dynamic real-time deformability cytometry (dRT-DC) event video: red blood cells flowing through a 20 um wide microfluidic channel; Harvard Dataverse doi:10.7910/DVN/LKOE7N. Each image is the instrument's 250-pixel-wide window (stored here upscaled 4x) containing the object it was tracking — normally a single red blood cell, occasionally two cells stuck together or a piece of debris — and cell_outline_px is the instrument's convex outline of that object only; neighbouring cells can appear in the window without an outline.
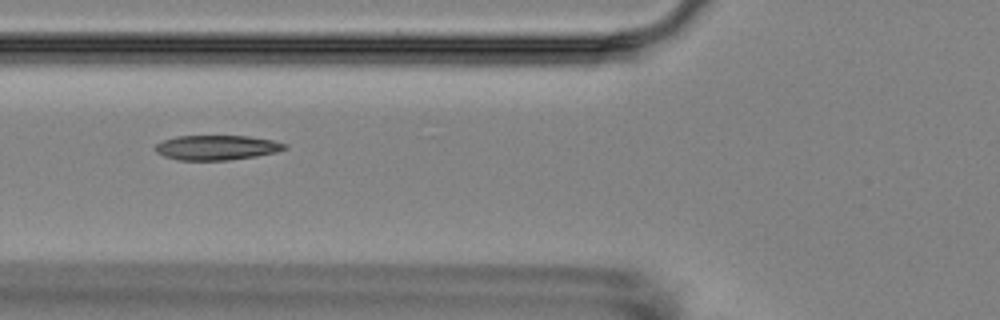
{"species": "Egyptian fruit bat (a non-hibernating species)", "species_latin": "Rousettus aegyptiacus", "temperature_condition": "room temperature", "stored_images_in_passage": 4, "camera_frame_rate_fps": 3000, "um_per_image_px": 0.085, "animal": {"sex": "female"}, "frame": {"image": 1, "passage_image": 3, "time_ms": 2.333, "image_size_px": [1000, 320], "cell_outline_px": [[288, 148], [276, 152], [256, 156], [228, 160], [176, 160], [164, 156], [156, 152], [152, 148], [156, 144], [164, 140], [176, 136], [248, 136], [272, 140], [288, 144]], "centroid_in_image_um": [18.41, 12.54], "position_along_channel_um": 107.4, "area_um2": 18.79}}